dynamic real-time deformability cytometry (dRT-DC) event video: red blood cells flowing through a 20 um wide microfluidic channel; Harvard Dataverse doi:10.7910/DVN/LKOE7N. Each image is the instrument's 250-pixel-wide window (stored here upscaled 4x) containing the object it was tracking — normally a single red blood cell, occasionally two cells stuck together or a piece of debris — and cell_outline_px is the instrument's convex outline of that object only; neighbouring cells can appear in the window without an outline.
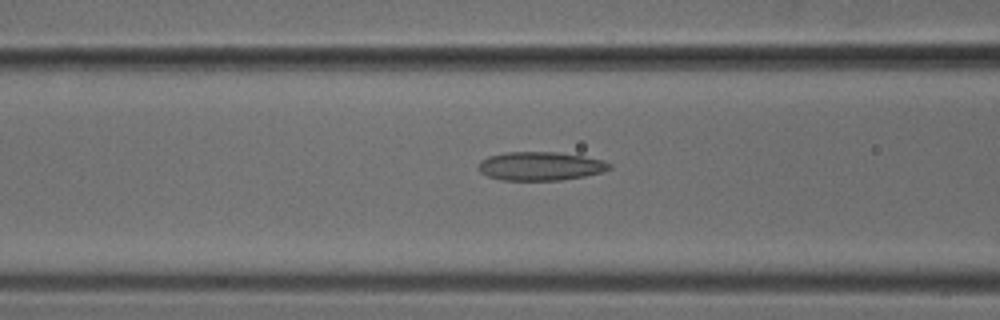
{"species": "common noctule bat (a hibernating species)", "species_latin": "Nyctalus noctula", "temperature_condition": "cold", "stored_images_in_passage": 48, "camera_frame_rate_fps": 3000, "um_per_image_px": 0.085, "animal": {"sex": "male", "body_mass_g": 18.8}, "frame": {"image": 1, "passage_image": 18, "time_ms": 5.667, "image_size_px": [1000, 320], "cell_outline_px": [[612, 168], [600, 172], [584, 176], [560, 180], [500, 180], [488, 176], [480, 172], [476, 168], [480, 160], [488, 156], [504, 152], [556, 152], [584, 156], [604, 160], [612, 164]], "centroid_in_image_um": [45.9, 14.11], "position_along_channel_um": 120.7, "area_um2": 22.02}}
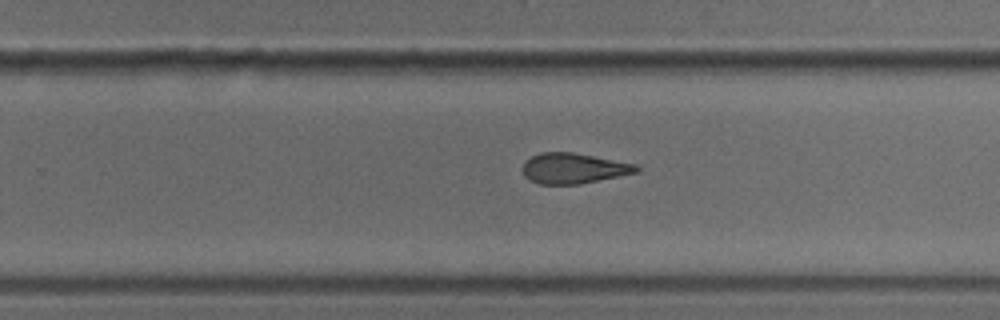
{"frame": {"image": 2, "passage_image": 30, "time_ms": 9.667, "image_size_px": [1000, 320], "cell_outline_px": [[640, 172], [580, 184], [540, 184], [524, 176], [524, 160], [540, 152], [572, 152], [636, 164], [640, 168]], "centroid_in_image_um": [48.78, 14.3], "position_along_channel_um": 281.0, "area_um2": 20.11}}
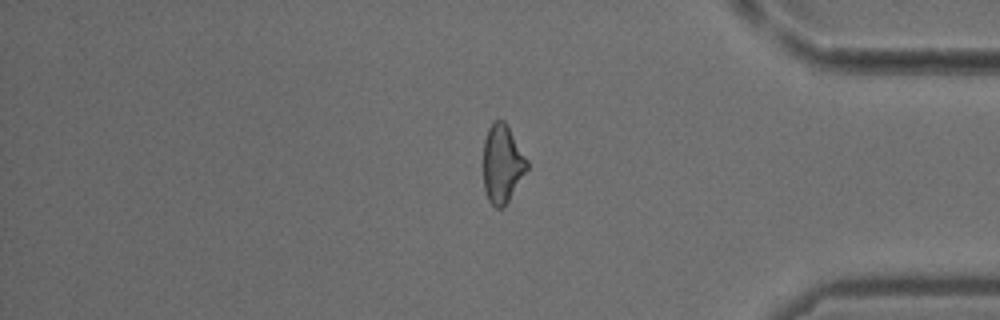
{"frame": {"image": 3, "passage_image": 40, "time_ms": 13.0, "image_size_px": [1000, 320], "cell_outline_px": [[528, 168], [504, 208], [496, 208], [488, 200], [484, 188], [484, 140], [488, 128], [496, 120], [504, 120], [528, 160]], "centroid_in_image_um": [42.69, 13.94], "position_along_channel_um": 392.5, "area_um2": 19.77}}